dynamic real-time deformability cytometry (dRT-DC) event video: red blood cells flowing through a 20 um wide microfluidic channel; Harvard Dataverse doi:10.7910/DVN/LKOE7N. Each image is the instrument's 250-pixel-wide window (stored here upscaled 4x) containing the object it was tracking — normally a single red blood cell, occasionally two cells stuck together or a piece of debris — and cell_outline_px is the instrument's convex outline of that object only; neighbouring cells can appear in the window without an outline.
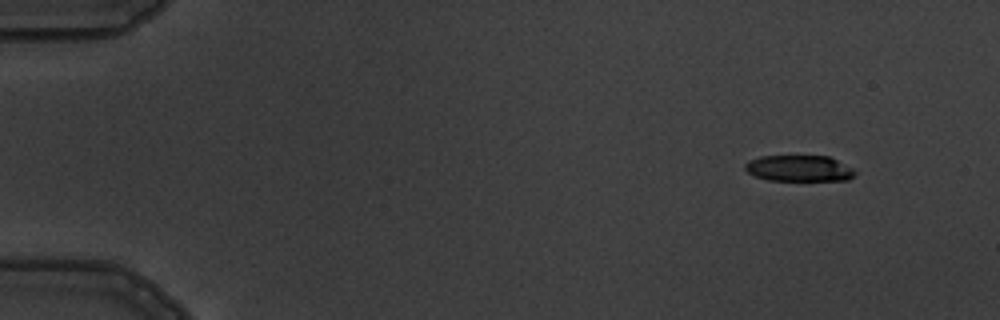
{"species": "common noctule bat (a hibernating species)", "species_latin": "Nyctalus noctula", "temperature_condition": "warm", "stored_images_in_passage": 5, "camera_frame_rate_fps": 3000, "um_per_image_px": 0.085, "animal": {"sex": "male", "body_mass_g": 19.5, "forearm_length_mm": 54.6}, "frame": {"image": 1, "passage_image": 1, "time_ms": 0.0, "image_size_px": [1000, 320], "cell_outline_px": [[856, 172], [848, 180], [768, 180], [756, 176], [748, 172], [744, 168], [744, 164], [748, 160], [760, 156], [828, 156], [852, 168]], "centroid_in_image_um": [67.88, 14.3], "position_along_channel_um": 17.1, "area_um2": 16.59}}
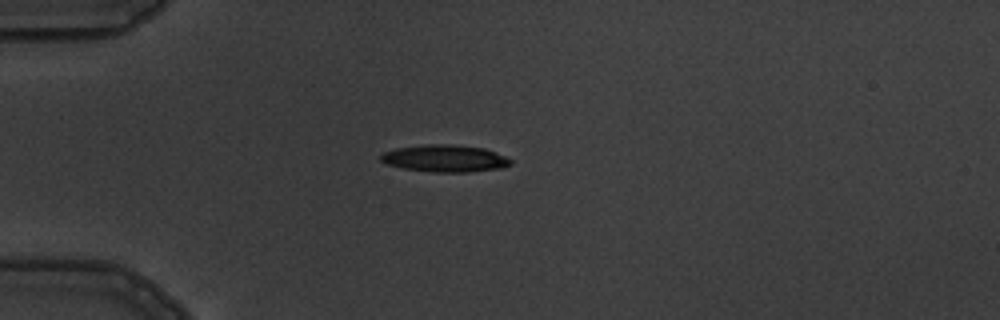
{"frame": {"image": 2, "passage_image": 4, "time_ms": 3.333, "image_size_px": [1000, 320], "cell_outline_px": [[512, 164], [500, 168], [468, 172], [432, 172], [404, 168], [388, 164], [380, 160], [380, 156], [384, 152], [396, 148], [428, 144], [452, 144], [484, 148], [496, 152], [512, 160]], "centroid_in_image_um": [37.83, 13.46], "position_along_channel_um": 47.2, "area_um2": 20.4}}